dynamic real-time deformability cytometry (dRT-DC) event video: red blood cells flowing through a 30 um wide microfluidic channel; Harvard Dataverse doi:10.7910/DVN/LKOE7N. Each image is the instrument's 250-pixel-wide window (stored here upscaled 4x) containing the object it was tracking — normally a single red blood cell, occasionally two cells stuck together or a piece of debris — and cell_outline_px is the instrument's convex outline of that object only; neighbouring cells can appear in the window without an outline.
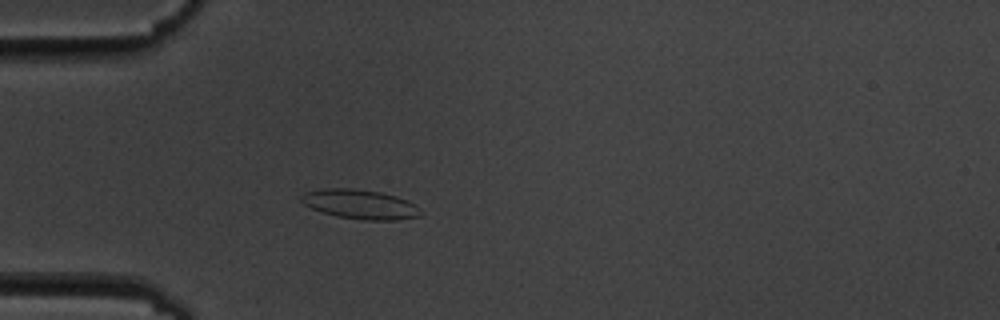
{"species": "common noctule bat (a hibernating species)", "species_latin": "Nyctalus noctula", "temperature_condition": "cold", "stored_images_in_passage": 4, "camera_frame_rate_fps": 3000, "um_per_image_px": 0.085, "animal": {"sex": "male", "body_mass_g": 19.5, "forearm_length_mm": 54.6}, "frame": {"image": 1, "passage_image": 4, "time_ms": 4.333, "image_size_px": [1000, 320], "cell_outline_px": [[424, 212], [420, 216], [396, 220], [360, 220], [336, 216], [312, 208], [304, 204], [300, 200], [300, 196], [304, 192], [324, 188], [352, 188], [380, 192], [396, 196], [408, 200], [416, 204]], "centroid_in_image_um": [30.64, 17.36], "position_along_channel_um": 54.4, "area_um2": 20.69}}